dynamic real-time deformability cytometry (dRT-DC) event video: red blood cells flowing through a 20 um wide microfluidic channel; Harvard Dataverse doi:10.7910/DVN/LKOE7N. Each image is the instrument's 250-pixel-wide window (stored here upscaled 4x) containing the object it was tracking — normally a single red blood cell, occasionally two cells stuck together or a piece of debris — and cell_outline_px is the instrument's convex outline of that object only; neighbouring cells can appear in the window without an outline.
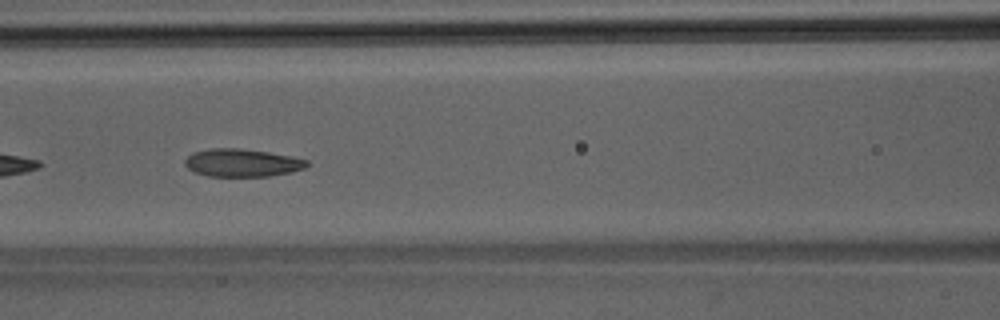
{"species": "Egyptian fruit bat (a non-hibernating species)", "species_latin": "Rousettus aegyptiacus", "temperature_condition": "room temperature", "stored_images_in_passage": 44, "camera_frame_rate_fps": 3000, "um_per_image_px": 0.085, "animal": {"sex": "male"}, "frame": {"image": 1, "passage_image": 19, "time_ms": 6.0, "image_size_px": [1000, 320], "cell_outline_px": [[308, 164], [304, 168], [292, 172], [268, 176], [208, 176], [196, 172], [188, 168], [184, 164], [184, 160], [192, 152], [208, 148], [240, 148], [268, 152], [292, 156], [308, 160]], "centroid_in_image_um": [20.57, 13.83], "position_along_channel_um": 146.0, "area_um2": 19.83}}
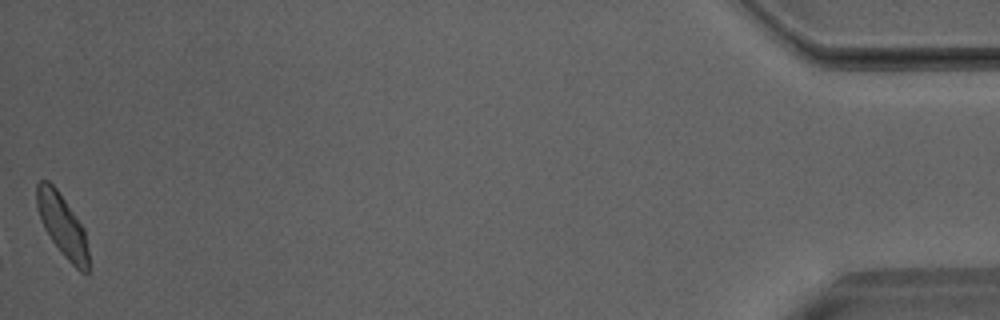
{"frame": {"image": 2, "passage_image": 44, "time_ms": 14.333, "image_size_px": [1000, 320], "cell_outline_px": [[88, 272], [80, 272], [60, 252], [44, 228], [40, 220], [36, 204], [36, 184], [40, 180], [48, 180], [56, 188], [76, 216], [84, 228], [88, 248]], "centroid_in_image_um": [5.28, 19.14], "position_along_channel_um": 429.9, "area_um2": 18.73}}